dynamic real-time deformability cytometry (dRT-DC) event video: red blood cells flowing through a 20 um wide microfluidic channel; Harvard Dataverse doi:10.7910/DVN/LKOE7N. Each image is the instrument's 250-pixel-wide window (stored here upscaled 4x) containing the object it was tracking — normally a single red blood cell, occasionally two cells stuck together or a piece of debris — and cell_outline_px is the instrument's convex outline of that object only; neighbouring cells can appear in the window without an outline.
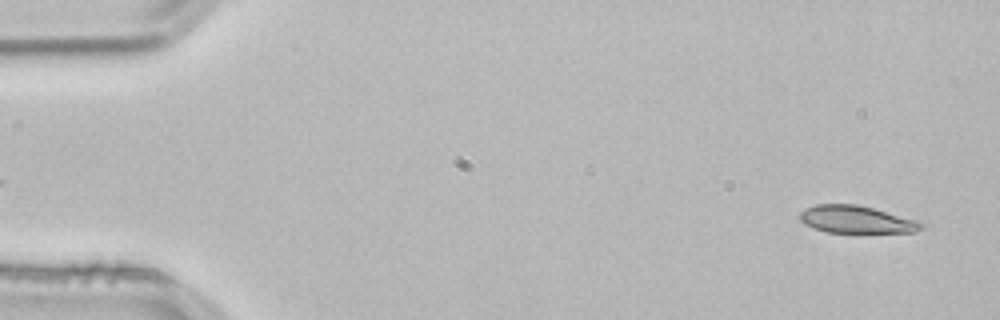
{"species": "common noctule bat (a hibernating species)", "species_latin": "Nyctalus noctula", "temperature_condition": "room temperature", "stored_images_in_passage": 52, "camera_frame_rate_fps": 3000, "um_per_image_px": 0.085, "animal": {"sex": "male", "body_mass_g": 21.5, "forearm_length_mm": 52.0}, "frame": {"image": 1, "passage_image": 2, "time_ms": 0.333, "image_size_px": [1000, 320], "cell_outline_px": [[924, 228], [916, 232], [828, 232], [804, 224], [800, 220], [800, 212], [816, 204], [856, 204], [920, 220], [924, 224]], "centroid_in_image_um": [72.85, 18.65], "position_along_channel_um": 12.2, "area_um2": 19.31}}
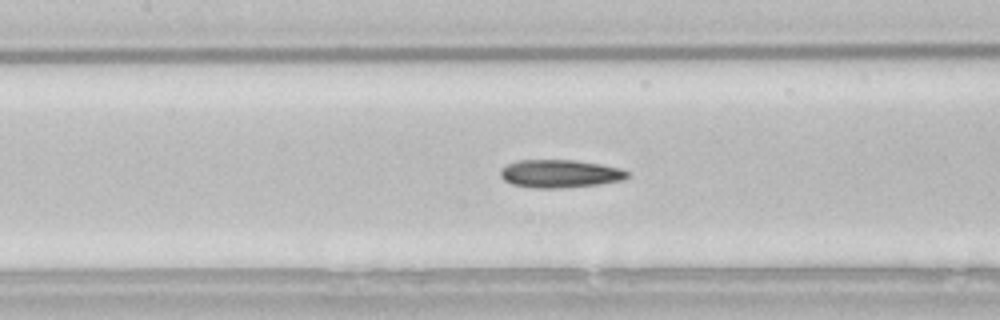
{"frame": {"image": 2, "passage_image": 23, "time_ms": 7.333, "image_size_px": [1000, 320], "cell_outline_px": [[632, 176], [624, 180], [600, 184], [560, 188], [532, 188], [512, 184], [504, 180], [500, 176], [500, 168], [516, 160], [576, 160], [600, 164], [620, 168], [628, 172]], "centroid_in_image_um": [47.6, 14.76], "position_along_channel_um": 159.8, "area_um2": 20.92}}
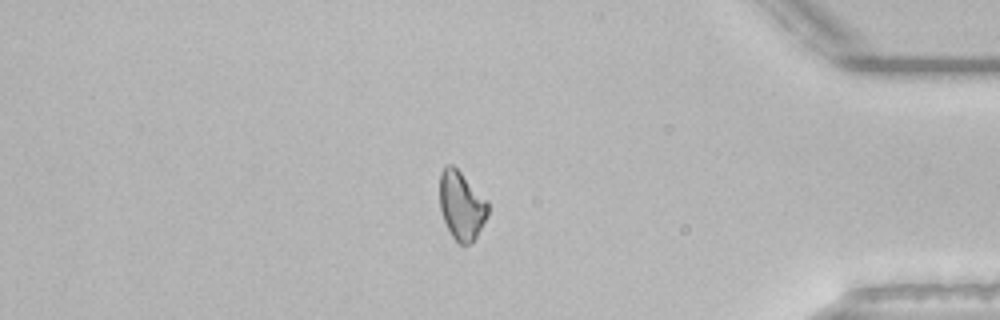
{"frame": {"image": 3, "passage_image": 44, "time_ms": 14.333, "image_size_px": [1000, 320], "cell_outline_px": [[488, 216], [476, 236], [468, 244], [460, 244], [452, 236], [444, 220], [440, 208], [440, 172], [448, 164], [452, 164], [488, 200]], "centroid_in_image_um": [39.23, 17.45], "position_along_channel_um": 396.0, "area_um2": 19.02}, "authors_computed_cell_mechanics": {"area_um2": 19.9121, "velocity_mm_per_s": 3.8434, "shape_relaxation_time_tau1_ms": 6.6162, "shape_relaxation_time_tau2_ms": 6.7212, "deformation_change_tau1": 0.1563, "deformation_change_tau2": 0.1381}}